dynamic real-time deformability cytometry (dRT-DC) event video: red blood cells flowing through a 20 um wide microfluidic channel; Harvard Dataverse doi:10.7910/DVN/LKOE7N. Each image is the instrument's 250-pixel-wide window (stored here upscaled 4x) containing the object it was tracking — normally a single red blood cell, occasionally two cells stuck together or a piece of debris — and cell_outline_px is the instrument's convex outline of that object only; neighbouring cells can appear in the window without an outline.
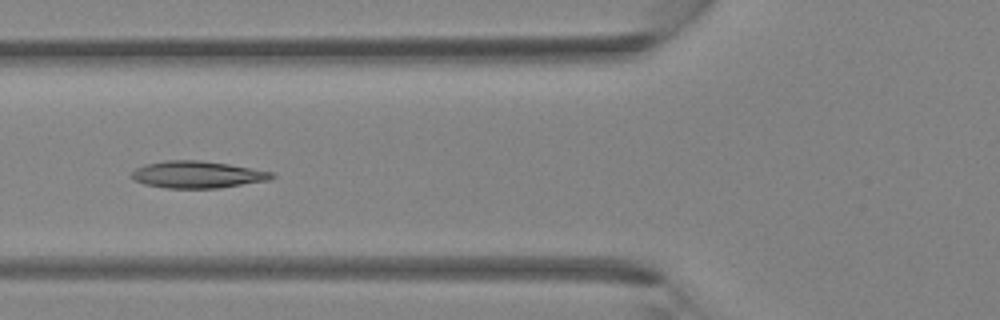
{"species": "Egyptian fruit bat (a non-hibernating species)", "species_latin": "Rousettus aegyptiacus", "temperature_condition": "room temperature", "stored_images_in_passage": 4, "camera_frame_rate_fps": 3000, "um_per_image_px": 0.085, "animal": {"sex": "female"}, "frame": {"image": 1, "passage_image": 4, "time_ms": 1.0, "image_size_px": [1000, 320], "cell_outline_px": [[276, 176], [268, 180], [216, 188], [164, 188], [144, 184], [132, 180], [128, 176], [136, 168], [144, 164], [164, 160], [200, 160], [228, 164], [276, 172]], "centroid_in_image_um": [16.73, 14.83], "position_along_channel_um": 109.1, "area_um2": 22.25}}